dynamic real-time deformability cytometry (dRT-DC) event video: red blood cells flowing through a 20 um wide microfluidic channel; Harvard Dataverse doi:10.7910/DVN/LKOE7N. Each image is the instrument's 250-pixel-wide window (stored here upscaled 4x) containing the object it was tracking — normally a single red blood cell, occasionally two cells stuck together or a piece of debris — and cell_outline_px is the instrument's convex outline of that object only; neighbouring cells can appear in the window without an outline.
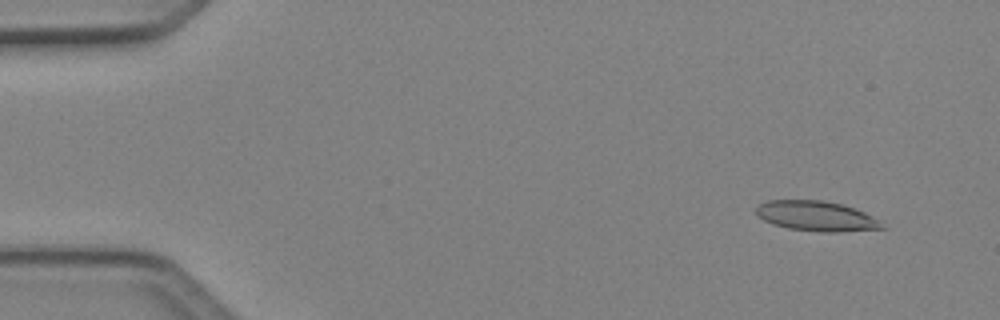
{"species": "Egyptian fruit bat (a non-hibernating species)", "species_latin": "Rousettus aegyptiacus", "temperature_condition": "cold", "stored_images_in_passage": 5, "camera_frame_rate_fps": 3000, "um_per_image_px": 0.085, "animal": {"sex": "female"}, "frame": {"image": 1, "passage_image": 2, "time_ms": 0.333, "image_size_px": [1000, 320], "cell_outline_px": [[884, 228], [840, 232], [820, 232], [788, 228], [772, 224], [756, 216], [756, 208], [760, 204], [768, 200], [820, 200], [840, 204], [864, 212], [880, 220]], "centroid_in_image_um": [69.36, 18.37], "position_along_channel_um": 15.6, "area_um2": 21.91}}